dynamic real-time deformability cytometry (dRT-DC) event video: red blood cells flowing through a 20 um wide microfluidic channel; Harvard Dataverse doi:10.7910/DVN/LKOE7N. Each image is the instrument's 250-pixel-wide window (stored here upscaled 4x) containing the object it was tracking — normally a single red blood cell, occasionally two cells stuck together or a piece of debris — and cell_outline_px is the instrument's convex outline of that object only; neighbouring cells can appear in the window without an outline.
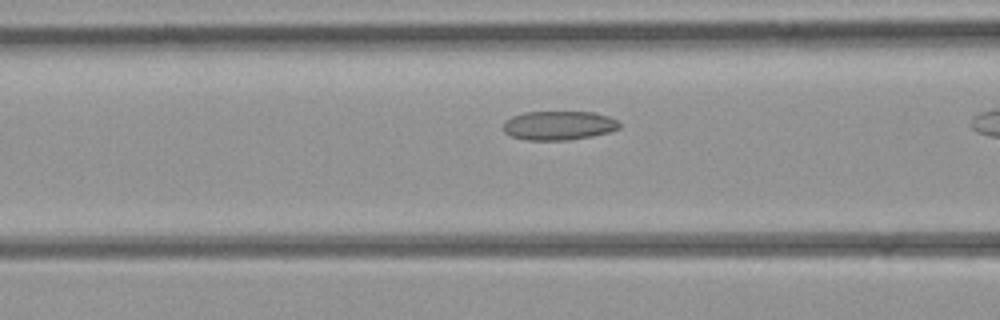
{"species": "common noctule bat (a hibernating species)", "species_latin": "Nyctalus noctula", "temperature_condition": "room temperature", "stored_images_in_passage": 13, "camera_frame_rate_fps": 3000, "um_per_image_px": 0.085, "animal": {"sex": "female", "body_mass_g": 21.9}, "frame": {"image": 1, "passage_image": 6, "time_ms": 1.667, "image_size_px": [1000, 320], "cell_outline_px": [[620, 128], [608, 132], [592, 136], [568, 140], [528, 140], [512, 136], [504, 132], [504, 124], [512, 116], [524, 112], [592, 112], [608, 116], [616, 120], [620, 124]], "centroid_in_image_um": [47.51, 10.66], "position_along_channel_um": 119.1, "area_um2": 19.48}}
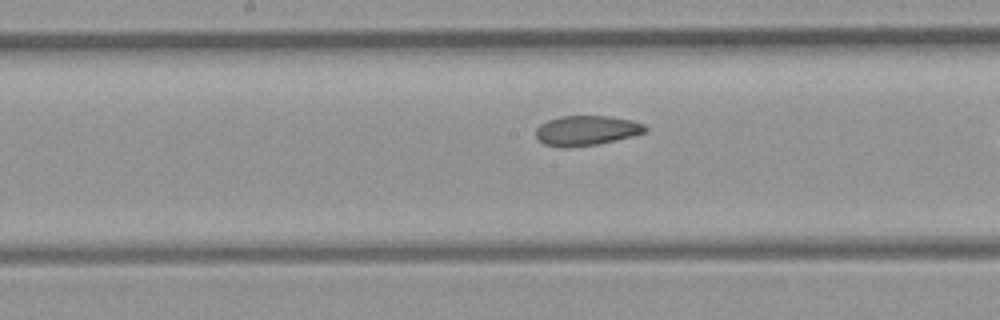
{"frame": {"image": 2, "passage_image": 11, "time_ms": 3.333, "image_size_px": [1000, 320], "cell_outline_px": [[648, 128], [644, 132], [632, 136], [616, 140], [596, 144], [568, 148], [564, 148], [544, 144], [536, 136], [536, 128], [540, 124], [548, 120], [560, 116], [608, 116], [632, 120], [644, 124]], "centroid_in_image_um": [49.84, 11.09], "position_along_channel_um": 198.4, "area_um2": 19.02}}